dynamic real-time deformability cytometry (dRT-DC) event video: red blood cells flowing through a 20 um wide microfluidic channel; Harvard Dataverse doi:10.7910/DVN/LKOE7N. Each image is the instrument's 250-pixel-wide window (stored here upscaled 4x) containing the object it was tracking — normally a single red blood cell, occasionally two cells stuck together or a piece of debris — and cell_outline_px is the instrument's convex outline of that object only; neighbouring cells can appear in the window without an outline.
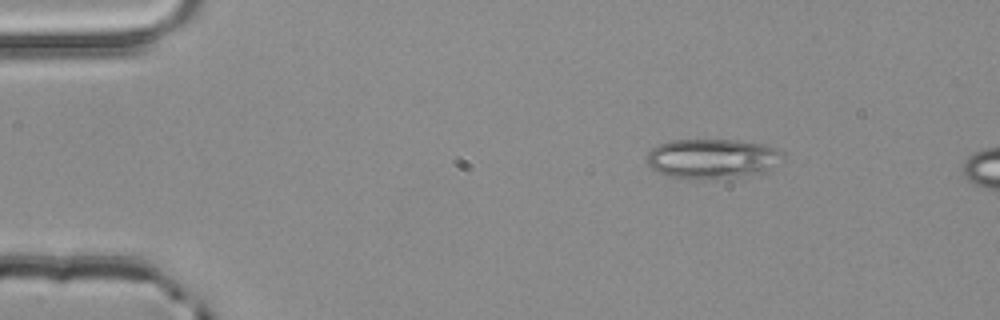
{"species": "common noctule bat (a hibernating species)", "species_latin": "Nyctalus noctula", "temperature_condition": "room temperature", "stored_images_in_passage": 3, "camera_frame_rate_fps": 3000, "um_per_image_px": 0.085, "animal": {"sex": "male", "body_mass_g": 20.4}, "frame": {"image": 1, "passage_image": 1, "time_ms": 0.0, "image_size_px": [1000, 320], "cell_outline_px": [[784, 156], [768, 168], [760, 172], [740, 176], [672, 176], [660, 172], [652, 168], [648, 164], [648, 152], [652, 148], [660, 144], [672, 140], [732, 140], [764, 144], [776, 148], [784, 152]], "centroid_in_image_um": [60.54, 13.42], "position_along_channel_um": 24.5, "area_um2": 29.94}}